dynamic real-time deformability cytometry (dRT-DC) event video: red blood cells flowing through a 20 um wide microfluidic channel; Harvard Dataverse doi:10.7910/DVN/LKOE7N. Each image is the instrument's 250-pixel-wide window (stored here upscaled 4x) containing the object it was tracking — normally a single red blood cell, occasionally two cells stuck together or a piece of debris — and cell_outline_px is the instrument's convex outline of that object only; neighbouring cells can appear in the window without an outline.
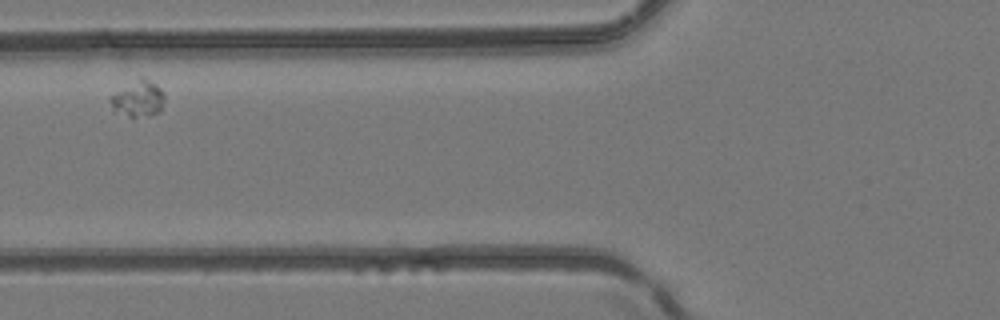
{"species": "common noctule bat (a hibernating species)", "species_latin": "Nyctalus noctula", "temperature_condition": "room temperature", "stored_images_in_passage": 2, "camera_frame_rate_fps": 3000, "um_per_image_px": 0.085, "animal": {"sex": "female", "body_mass_g": 24.6, "forearm_length_mm": 56.2}, "frame": {"image": 1, "passage_image": 2, "time_ms": 0.333, "image_size_px": [1000, 320], "cell_outline_px": [[164, 100], [160, 112], [148, 116], [128, 116], [116, 108], [108, 100], [108, 96], [140, 76], [144, 76], [156, 84], [164, 92]], "centroid_in_image_um": [11.78, 8.34], "position_along_channel_um": 114.0, "area_um2": 11.33}}